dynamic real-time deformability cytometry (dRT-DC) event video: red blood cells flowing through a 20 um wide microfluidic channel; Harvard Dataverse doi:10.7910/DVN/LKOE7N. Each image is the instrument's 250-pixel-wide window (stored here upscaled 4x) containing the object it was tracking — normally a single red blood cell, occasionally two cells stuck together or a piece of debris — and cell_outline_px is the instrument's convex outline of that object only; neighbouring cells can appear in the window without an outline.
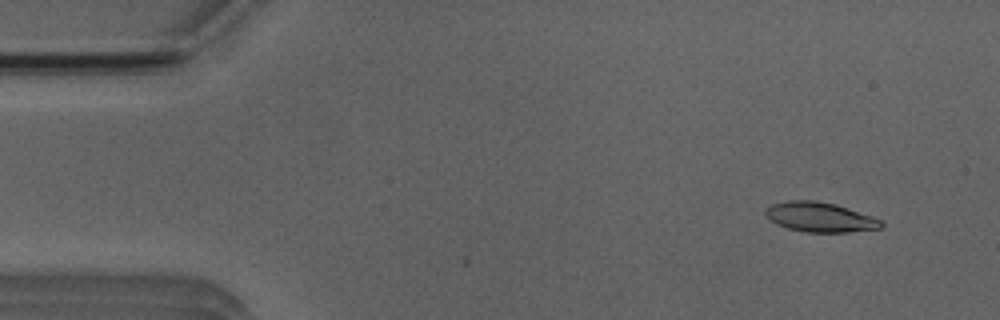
{"species": "Egyptian fruit bat (a non-hibernating species)", "species_latin": "Rousettus aegyptiacus", "temperature_condition": "room temperature", "stored_images_in_passage": 3, "camera_frame_rate_fps": 3000, "um_per_image_px": 0.085, "animal": {"sex": "male"}, "frame": {"image": 1, "passage_image": 1, "time_ms": 0.0, "image_size_px": [1000, 320], "cell_outline_px": [[884, 224], [880, 228], [848, 232], [804, 232], [788, 228], [776, 224], [764, 212], [772, 204], [788, 200], [816, 200], [836, 204], [872, 216], [880, 220]], "centroid_in_image_um": [69.71, 18.45], "position_along_channel_um": 15.3, "area_um2": 19.88}}